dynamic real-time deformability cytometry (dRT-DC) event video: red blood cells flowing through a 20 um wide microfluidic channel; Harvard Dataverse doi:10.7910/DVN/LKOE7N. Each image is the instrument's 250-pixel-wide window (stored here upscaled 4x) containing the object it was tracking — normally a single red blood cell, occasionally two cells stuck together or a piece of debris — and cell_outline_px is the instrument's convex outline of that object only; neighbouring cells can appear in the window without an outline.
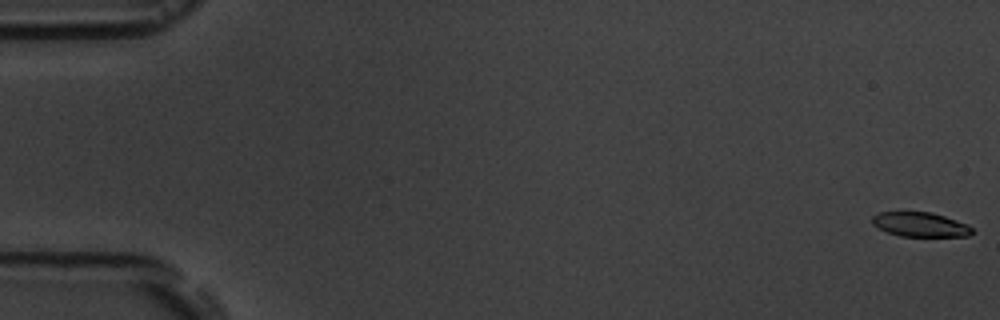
{"species": "common noctule bat (a hibernating species)", "species_latin": "Nyctalus noctula", "temperature_condition": "room temperature", "stored_images_in_passage": 11, "camera_frame_rate_fps": 3000, "um_per_image_px": 0.085, "animal": {"sex": "male", "body_mass_g": 19.5, "forearm_length_mm": 54.6}, "frame": {"image": 1, "passage_image": 1, "time_ms": 0.0, "image_size_px": [1000, 320], "cell_outline_px": [[972, 232], [968, 236], [900, 236], [888, 232], [872, 224], [872, 216], [880, 212], [932, 212], [968, 224], [972, 228]], "centroid_in_image_um": [78.22, 19.08], "position_along_channel_um": 6.8, "area_um2": 14.1}}
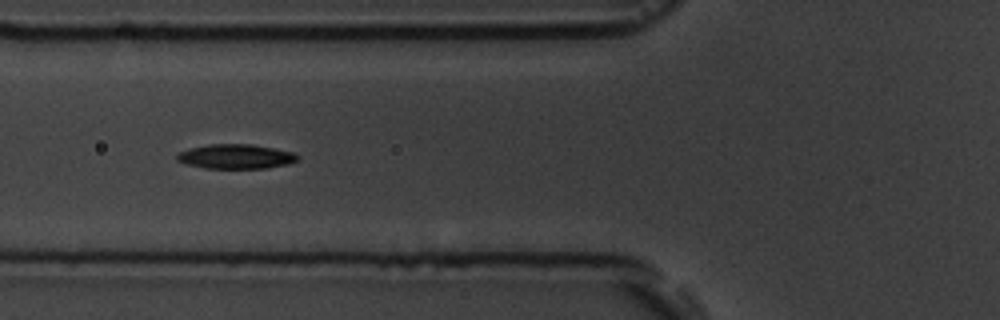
{"frame": {"image": 2, "passage_image": 7, "time_ms": 7.0, "image_size_px": [1000, 320], "cell_outline_px": [[300, 156], [296, 160], [288, 164], [264, 168], [204, 168], [188, 164], [176, 160], [176, 156], [180, 152], [188, 148], [208, 144], [252, 144], [292, 152]], "centroid_in_image_um": [20.02, 13.3], "position_along_channel_um": 105.8, "area_um2": 17.11}}
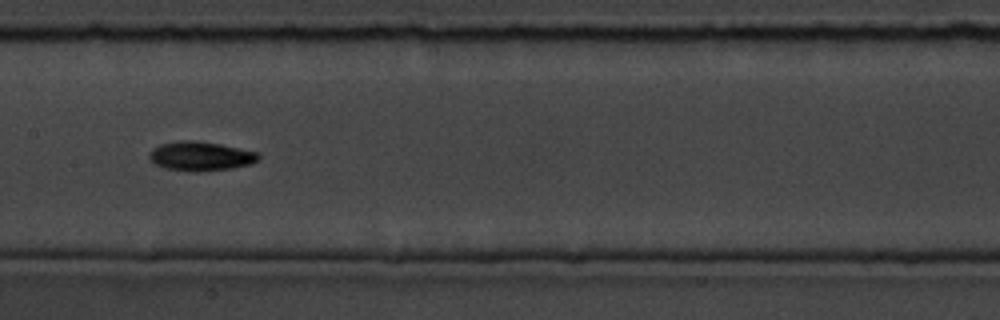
{"frame": {"image": 3, "passage_image": 9, "time_ms": 9.333, "image_size_px": [1000, 320], "cell_outline_px": [[260, 156], [252, 164], [232, 168], [200, 172], [192, 172], [164, 168], [156, 164], [148, 156], [152, 148], [160, 144], [180, 140], [192, 140], [220, 144], [256, 152]], "centroid_in_image_um": [17.02, 13.28], "position_along_channel_um": 190.4, "area_um2": 18.55}}